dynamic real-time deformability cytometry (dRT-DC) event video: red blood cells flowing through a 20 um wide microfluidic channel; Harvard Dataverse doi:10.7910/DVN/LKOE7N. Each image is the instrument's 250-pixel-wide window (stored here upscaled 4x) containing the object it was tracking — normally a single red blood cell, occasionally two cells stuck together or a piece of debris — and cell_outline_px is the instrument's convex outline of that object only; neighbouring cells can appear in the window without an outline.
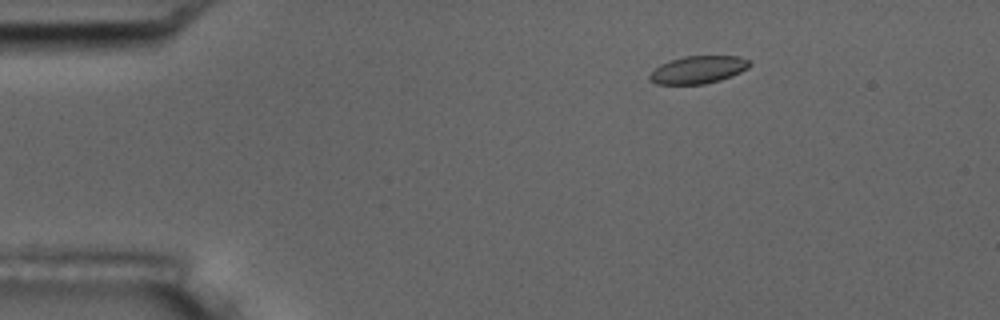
{"species": "common noctule bat (a hibernating species)", "species_latin": "Nyctalus noctula", "temperature_condition": "room temperature", "stored_images_in_passage": 3, "camera_frame_rate_fps": 3000, "um_per_image_px": 0.085, "animal": {"sex": "male", "body_mass_g": 17.5, "forearm_length_mm": 52.3}, "frame": {"image": 1, "passage_image": 1, "time_ms": 0.0, "image_size_px": [1000, 320], "cell_outline_px": [[752, 64], [748, 68], [732, 76], [720, 80], [704, 84], [656, 84], [648, 80], [648, 76], [660, 64], [684, 56], [736, 56], [752, 60]], "centroid_in_image_um": [59.36, 5.93], "position_along_channel_um": 25.6, "area_um2": 16.13}}